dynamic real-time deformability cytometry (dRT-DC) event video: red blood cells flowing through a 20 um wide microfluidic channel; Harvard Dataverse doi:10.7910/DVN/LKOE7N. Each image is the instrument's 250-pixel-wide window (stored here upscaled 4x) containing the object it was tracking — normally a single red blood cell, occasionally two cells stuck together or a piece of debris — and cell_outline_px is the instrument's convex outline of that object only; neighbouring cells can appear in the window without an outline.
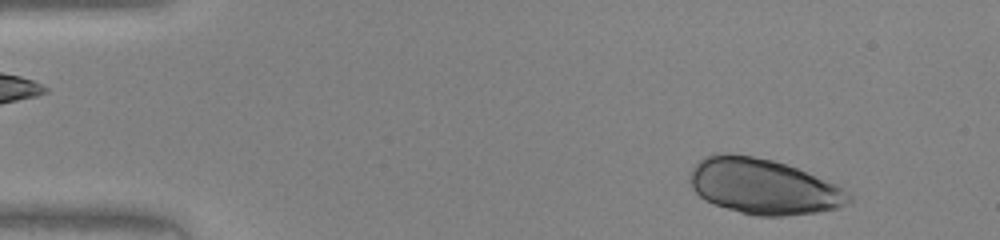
{"species": "human", "species_latin": "Homo sapiens", "temperature_condition": "warm", "stored_images_in_passage": 44, "camera_frame_rate_fps": 3000, "um_per_image_px": 0.085, "donor": {"sex": "female"}, "frame": {"image": 1, "passage_image": 2, "time_ms": 0.333, "image_size_px": [1000, 240], "cell_outline_px": [[852, 200], [836, 208], [816, 212], [784, 216], [756, 216], [740, 212], [704, 200], [692, 188], [688, 180], [688, 176], [692, 168], [704, 156], [712, 152], [728, 152], [752, 156], [772, 160], [796, 168], [836, 184], [848, 192], [852, 196]], "centroid_in_image_um": [64.83, 15.83], "position_along_channel_um": 20.2, "area_um2": 51.33}}
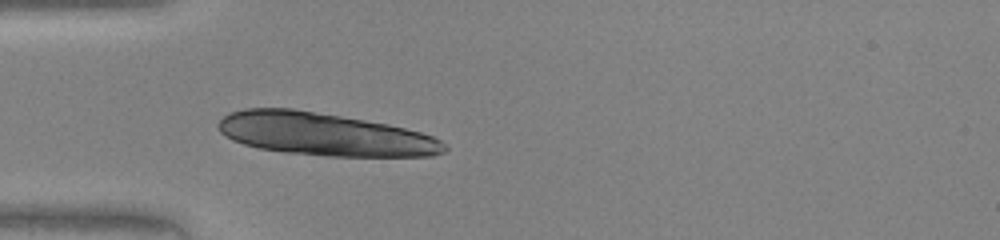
{"frame": {"image": 2, "passage_image": 11, "time_ms": 3.333, "image_size_px": [1000, 240], "cell_outline_px": [[448, 148], [444, 152], [432, 156], [324, 156], [284, 152], [260, 148], [244, 144], [232, 140], [224, 136], [220, 132], [216, 124], [228, 112], [244, 108], [292, 108], [388, 124], [420, 132], [432, 136], [440, 140]], "centroid_in_image_um": [27.53, 11.41], "position_along_channel_um": 57.5, "area_um2": 56.3}}
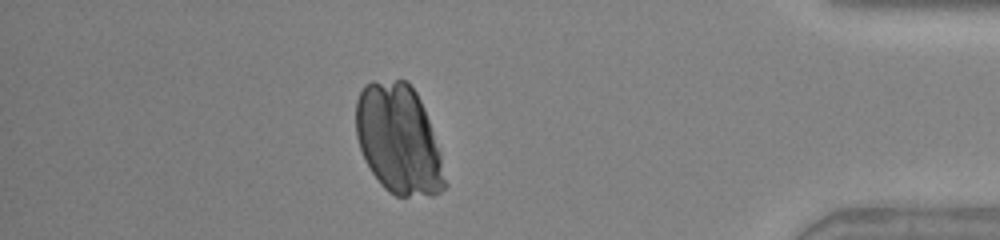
{"frame": {"image": 3, "passage_image": 38, "time_ms": 12.333, "image_size_px": [1000, 240], "cell_outline_px": [[448, 184], [440, 192], [432, 196], [396, 196], [388, 192], [380, 184], [364, 160], [356, 136], [356, 100], [364, 84], [372, 80], [404, 80], [416, 92], [424, 108], [440, 152]], "centroid_in_image_um": [33.88, 11.87], "position_along_channel_um": 401.3, "area_um2": 57.05}}